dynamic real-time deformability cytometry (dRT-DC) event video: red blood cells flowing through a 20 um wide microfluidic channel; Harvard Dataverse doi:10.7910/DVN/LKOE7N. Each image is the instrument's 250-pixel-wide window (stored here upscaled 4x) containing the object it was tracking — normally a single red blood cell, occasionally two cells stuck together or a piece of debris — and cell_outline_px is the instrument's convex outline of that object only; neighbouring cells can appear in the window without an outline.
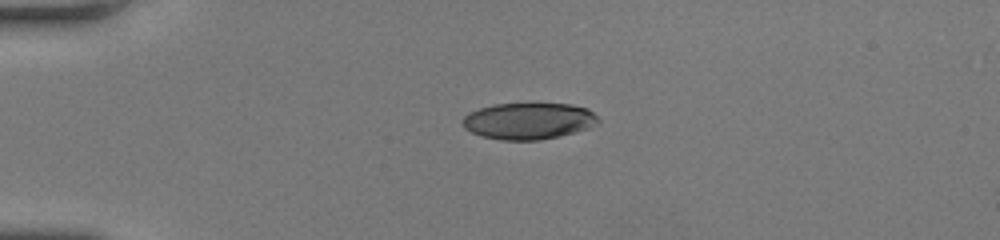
{"species": "human", "species_latin": "Homo sapiens", "temperature_condition": "room temperature", "stored_images_in_passage": 43, "camera_frame_rate_fps": 3000, "um_per_image_px": 0.085, "donor": {"sex": "female"}, "frame": {"image": 1, "passage_image": 1, "time_ms": 0.0, "image_size_px": [1000, 240], "cell_outline_px": [[600, 120], [596, 124], [588, 128], [576, 132], [560, 136], [540, 140], [500, 140], [480, 136], [464, 128], [460, 120], [468, 112], [492, 104], [572, 104], [588, 108]], "centroid_in_image_um": [44.9, 10.29], "position_along_channel_um": 40.1, "area_um2": 29.07}}
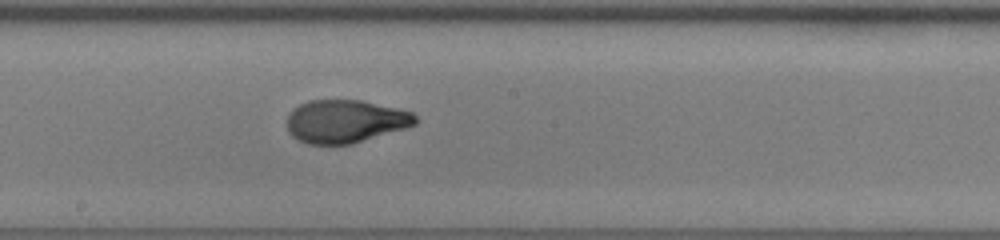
{"frame": {"image": 2, "passage_image": 19, "time_ms": 6.0, "image_size_px": [1000, 240], "cell_outline_px": [[420, 120], [416, 124], [408, 128], [352, 144], [308, 144], [292, 136], [288, 132], [288, 116], [292, 108], [308, 100], [360, 100], [396, 108], [412, 112]], "centroid_in_image_um": [29.38, 10.31], "position_along_channel_um": 218.8, "area_um2": 32.37}}
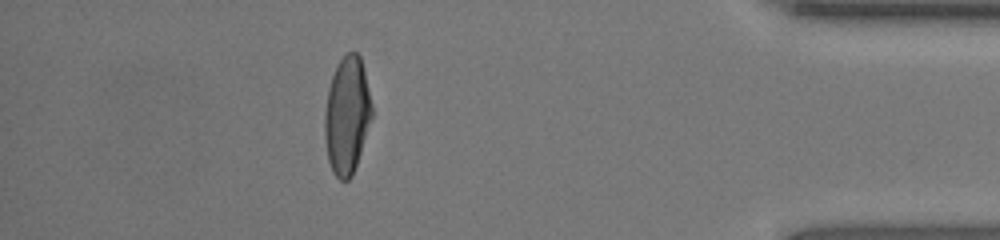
{"frame": {"image": 3, "passage_image": 37, "time_ms": 12.0, "image_size_px": [1000, 240], "cell_outline_px": [[372, 116], [352, 176], [348, 180], [340, 180], [332, 172], [328, 160], [324, 136], [324, 112], [328, 88], [332, 76], [340, 60], [348, 52], [356, 52], [360, 56], [364, 68], [372, 104]], "centroid_in_image_um": [29.48, 9.8], "position_along_channel_um": 405.7, "area_um2": 32.14}, "authors_computed_cell_mechanics": {"area_um2": 32.4836, "velocity_mm_per_s": 3.7794, "shape_relaxation_time_tau1_ms": 5.6471, "shape_relaxation_time_tau2_ms": null, "deformation_change_tau1": 0.2464, "deformation_change_tau2": null}}